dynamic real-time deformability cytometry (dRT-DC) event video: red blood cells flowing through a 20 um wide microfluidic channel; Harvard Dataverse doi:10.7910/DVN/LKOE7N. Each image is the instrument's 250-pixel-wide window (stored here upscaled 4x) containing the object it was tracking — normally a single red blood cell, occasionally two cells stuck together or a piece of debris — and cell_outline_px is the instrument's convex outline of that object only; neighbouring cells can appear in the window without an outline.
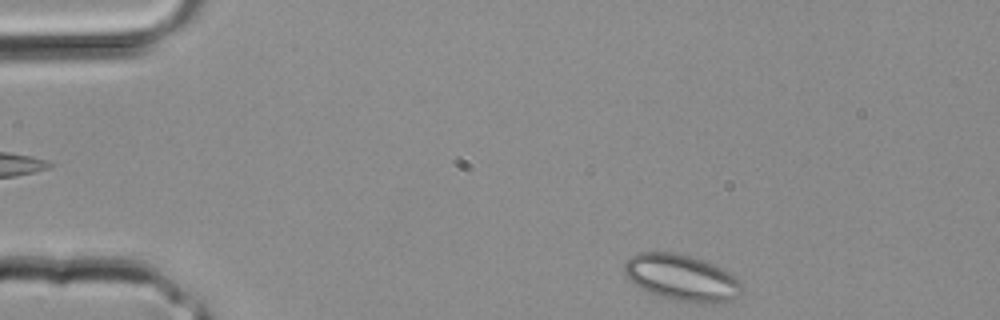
{"species": "common noctule bat (a hibernating species)", "species_latin": "Nyctalus noctula", "temperature_condition": "room temperature", "stored_images_in_passage": 4, "camera_frame_rate_fps": 3000, "um_per_image_px": 0.085, "animal": {"sex": "male", "body_mass_g": 20.4}, "frame": {"image": 1, "passage_image": 4, "time_ms": 1.0, "image_size_px": [1000, 320], "cell_outline_px": [[744, 292], [740, 296], [732, 300], [720, 304], [696, 304], [676, 300], [660, 296], [640, 288], [632, 284], [628, 280], [624, 272], [624, 264], [632, 256], [640, 252], [672, 252], [704, 260], [724, 268], [740, 280], [744, 288]], "centroid_in_image_um": [58.02, 23.64], "position_along_channel_um": 27.0, "area_um2": 32.37}}